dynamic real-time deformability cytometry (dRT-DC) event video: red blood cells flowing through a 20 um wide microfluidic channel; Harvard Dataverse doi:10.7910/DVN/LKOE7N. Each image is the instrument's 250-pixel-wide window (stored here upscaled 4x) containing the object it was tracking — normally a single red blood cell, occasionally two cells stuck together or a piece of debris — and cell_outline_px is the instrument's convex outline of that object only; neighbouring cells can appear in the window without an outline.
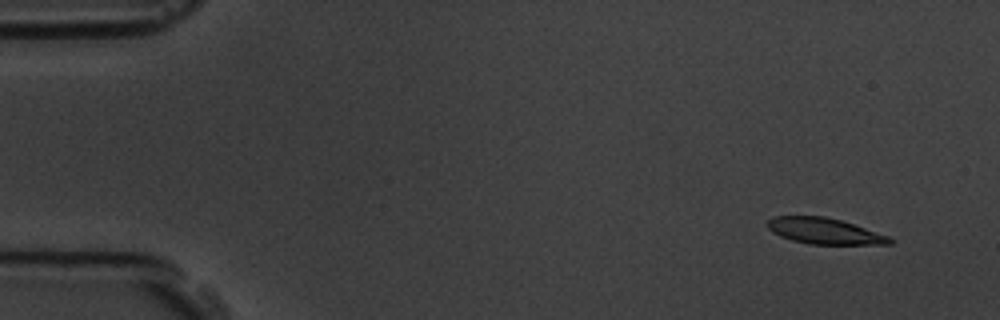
{"species": "common noctule bat (a hibernating species)", "species_latin": "Nyctalus noctula", "temperature_condition": "room temperature", "stored_images_in_passage": 7, "camera_frame_rate_fps": 3000, "um_per_image_px": 0.085, "animal": {"sex": "male", "body_mass_g": 19.5, "forearm_length_mm": 54.6}, "frame": {"image": 1, "passage_image": 1, "time_ms": 0.0, "image_size_px": [1000, 320], "cell_outline_px": [[892, 244], [808, 244], [792, 240], [780, 236], [772, 232], [768, 228], [768, 220], [776, 216], [824, 216], [840, 220], [888, 236], [892, 240]], "centroid_in_image_um": [70.04, 19.64], "position_along_channel_um": 15.0, "area_um2": 18.21}}
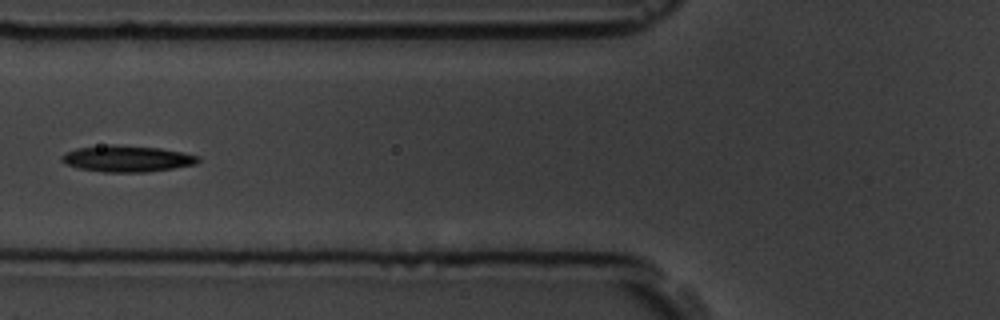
{"frame": {"image": 2, "passage_image": 6, "time_ms": 5.667, "image_size_px": [1000, 320], "cell_outline_px": [[200, 160], [196, 164], [172, 168], [144, 172], [104, 172], [80, 168], [64, 164], [60, 160], [60, 156], [76, 148], [108, 144], [112, 144], [160, 148], [184, 152], [200, 156]], "centroid_in_image_um": [10.79, 13.48], "position_along_channel_um": 115.0, "area_um2": 20.98}}
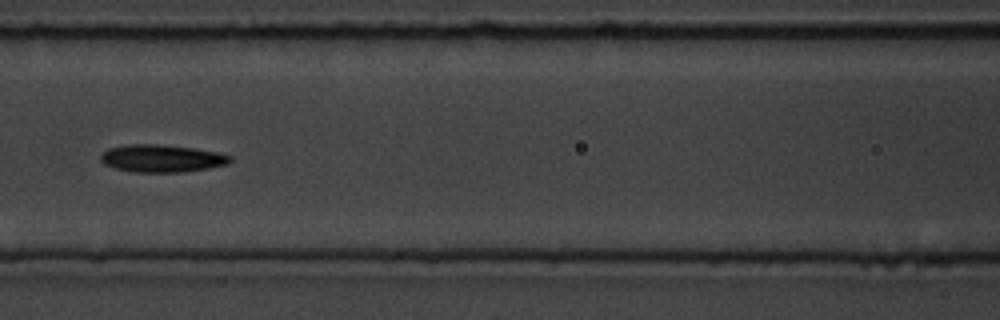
{"frame": {"image": 3, "passage_image": 7, "time_ms": 6.667, "image_size_px": [1000, 320], "cell_outline_px": [[232, 160], [228, 164], [208, 168], [184, 172], [132, 172], [116, 168], [104, 164], [100, 160], [100, 156], [108, 148], [128, 144], [156, 144], [192, 148], [216, 152], [232, 156]], "centroid_in_image_um": [13.74, 13.47], "position_along_channel_um": 152.9, "area_um2": 20.69}}